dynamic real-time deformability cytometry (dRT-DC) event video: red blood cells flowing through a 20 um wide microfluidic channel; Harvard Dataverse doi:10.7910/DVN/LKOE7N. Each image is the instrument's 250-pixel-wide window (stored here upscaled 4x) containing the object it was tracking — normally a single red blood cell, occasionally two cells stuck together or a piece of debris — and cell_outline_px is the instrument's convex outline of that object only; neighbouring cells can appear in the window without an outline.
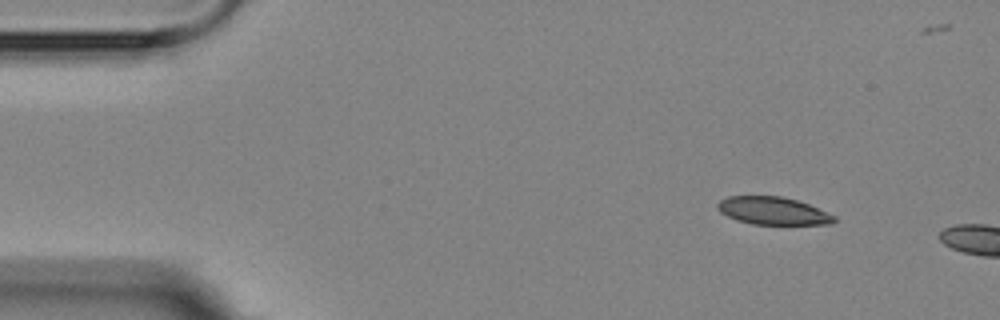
{"species": "Egyptian fruit bat (a non-hibernating species)", "species_latin": "Rousettus aegyptiacus", "temperature_condition": "room temperature", "stored_images_in_passage": 3, "camera_frame_rate_fps": 3000, "um_per_image_px": 0.085, "animal": {"sex": "female"}, "frame": {"image": 1, "passage_image": 1, "time_ms": 0.0, "image_size_px": [1000, 320], "cell_outline_px": [[836, 220], [832, 224], [752, 224], [736, 220], [720, 212], [716, 208], [716, 204], [720, 200], [728, 196], [780, 196], [796, 200], [808, 204], [828, 212], [836, 216]], "centroid_in_image_um": [65.69, 17.92], "position_along_channel_um": 19.3, "area_um2": 18.84}}